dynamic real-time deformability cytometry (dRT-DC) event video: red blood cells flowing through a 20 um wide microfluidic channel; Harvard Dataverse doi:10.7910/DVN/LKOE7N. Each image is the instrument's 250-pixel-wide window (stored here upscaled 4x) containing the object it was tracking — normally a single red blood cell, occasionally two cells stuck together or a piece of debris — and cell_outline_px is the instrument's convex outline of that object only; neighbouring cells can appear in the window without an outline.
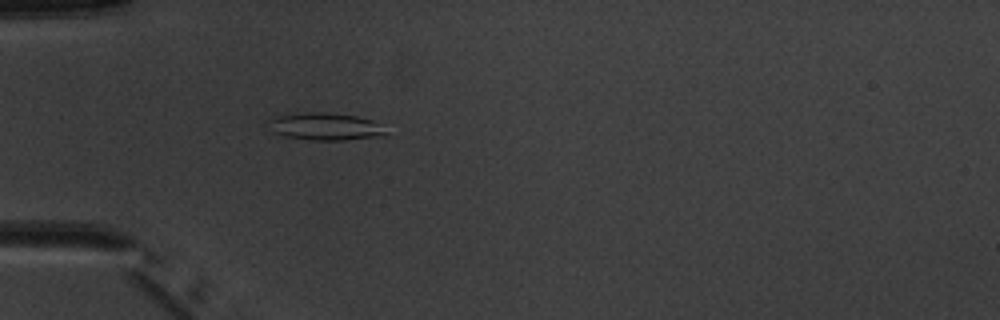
{"species": "common noctule bat (a hibernating species)", "species_latin": "Nyctalus noctula", "temperature_condition": "warm", "stored_images_in_passage": 4, "camera_frame_rate_fps": 3000, "um_per_image_px": 0.085, "animal": {"sex": "male", "body_mass_g": 20.1, "forearm_length_mm": 53.5}, "frame": {"image": 1, "passage_image": 4, "time_ms": 3.667, "image_size_px": [1000, 320], "cell_outline_px": [[384, 136], [344, 140], [308, 140], [288, 136], [276, 132], [264, 120], [276, 116], [304, 112], [324, 112], [356, 116], [372, 120], [384, 132]], "centroid_in_image_um": [27.58, 10.74], "position_along_channel_um": 57.4, "area_um2": 18.38}}